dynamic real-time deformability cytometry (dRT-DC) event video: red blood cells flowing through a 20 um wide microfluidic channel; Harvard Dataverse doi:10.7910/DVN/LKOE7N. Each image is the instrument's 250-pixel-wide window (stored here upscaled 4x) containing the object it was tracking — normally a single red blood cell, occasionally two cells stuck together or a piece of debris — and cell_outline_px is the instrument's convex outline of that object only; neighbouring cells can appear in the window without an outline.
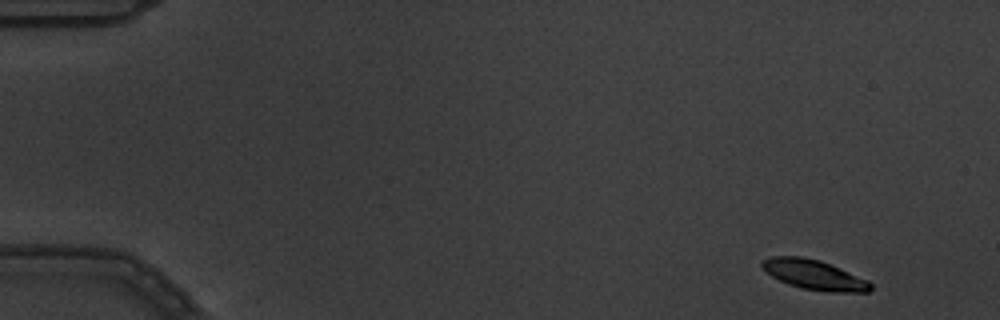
{"species": "common noctule bat (a hibernating species)", "species_latin": "Nyctalus noctula", "temperature_condition": "warm", "stored_images_in_passage": 5, "camera_frame_rate_fps": 3000, "um_per_image_px": 0.085, "animal": {"sex": "male", "body_mass_g": 19.5, "forearm_length_mm": 54.6}, "frame": {"image": 1, "passage_image": 1, "time_ms": 0.0, "image_size_px": [1000, 320], "cell_outline_px": [[872, 288], [868, 292], [828, 292], [804, 288], [788, 284], [772, 276], [760, 268], [760, 260], [772, 256], [800, 256], [820, 260], [840, 268], [868, 280], [872, 284]], "centroid_in_image_um": [69.17, 23.34], "position_along_channel_um": 15.8, "area_um2": 18.9}}
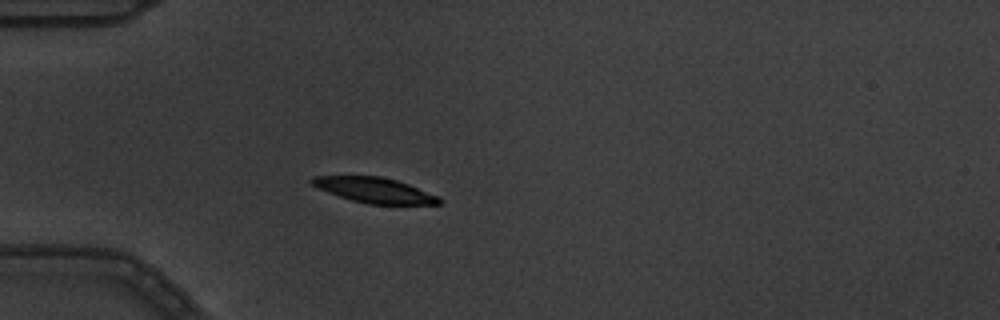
{"frame": {"image": 2, "passage_image": 5, "time_ms": 1.333, "image_size_px": [1000, 320], "cell_outline_px": [[444, 200], [440, 204], [368, 204], [352, 200], [340, 196], [320, 188], [312, 184], [308, 180], [312, 176], [380, 176], [396, 180], [408, 184], [440, 196]], "centroid_in_image_um": [31.89, 16.16], "position_along_channel_um": 53.1, "area_um2": 18.61}}